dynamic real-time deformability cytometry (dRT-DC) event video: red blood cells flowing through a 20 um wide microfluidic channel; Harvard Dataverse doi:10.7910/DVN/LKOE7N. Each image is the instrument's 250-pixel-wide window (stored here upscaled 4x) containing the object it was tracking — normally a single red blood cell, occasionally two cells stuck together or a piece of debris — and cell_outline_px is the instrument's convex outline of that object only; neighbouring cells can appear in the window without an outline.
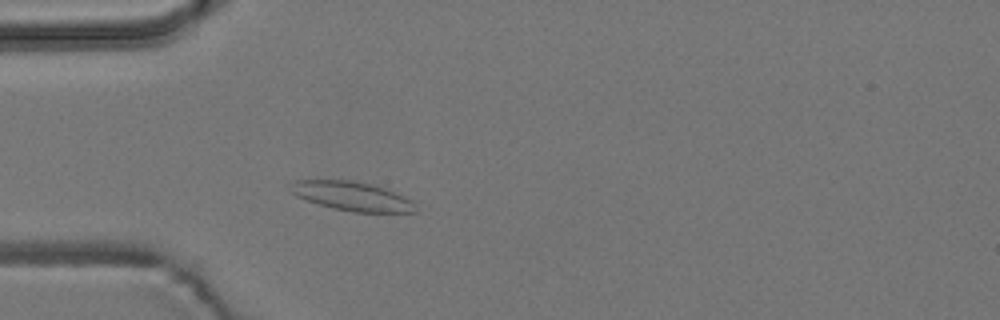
{"species": "common noctule bat (a hibernating species)", "species_latin": "Nyctalus noctula", "temperature_condition": "room temperature", "stored_images_in_passage": 2, "camera_frame_rate_fps": 3000, "um_per_image_px": 0.085, "animal": {"sex": "male", "body_mass_g": 19.2, "forearm_length_mm": 51.8}, "frame": {"image": 1, "passage_image": 2, "time_ms": 1.333, "image_size_px": [1000, 320], "cell_outline_px": [[416, 212], [352, 212], [332, 208], [296, 196], [292, 192], [288, 184], [296, 180], [352, 180], [372, 184], [396, 192], [412, 200]], "centroid_in_image_um": [29.91, 16.66], "position_along_channel_um": 55.1, "area_um2": 21.1}}